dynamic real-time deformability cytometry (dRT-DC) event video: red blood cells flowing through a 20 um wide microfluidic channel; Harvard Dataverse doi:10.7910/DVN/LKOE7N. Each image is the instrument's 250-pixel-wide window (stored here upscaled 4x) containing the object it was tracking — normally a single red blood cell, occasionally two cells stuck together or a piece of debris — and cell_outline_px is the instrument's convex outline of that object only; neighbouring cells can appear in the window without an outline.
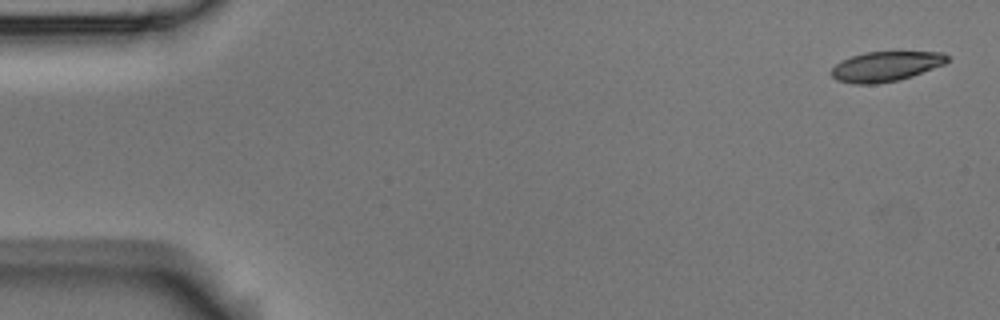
{"species": "Egyptian fruit bat (a non-hibernating species)", "species_latin": "Rousettus aegyptiacus", "temperature_condition": "room temperature", "stored_images_in_passage": 5, "camera_frame_rate_fps": 3000, "um_per_image_px": 0.085, "animal": {"sex": "male"}, "frame": {"image": 1, "passage_image": 1, "time_ms": 0.0, "image_size_px": [1000, 320], "cell_outline_px": [[952, 56], [944, 64], [912, 76], [896, 80], [876, 84], [852, 84], [836, 80], [832, 76], [832, 68], [840, 60], [864, 52], [944, 52]], "centroid_in_image_um": [75.29, 5.64], "position_along_channel_um": 9.7, "area_um2": 20.23}}
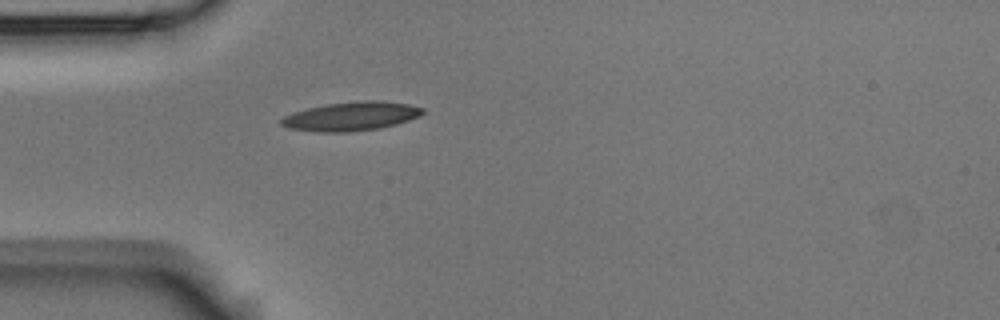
{"frame": {"image": 2, "passage_image": 5, "time_ms": 1.333, "image_size_px": [1000, 320], "cell_outline_px": [[424, 112], [420, 116], [396, 124], [380, 128], [352, 132], [316, 132], [288, 128], [280, 124], [280, 120], [284, 116], [292, 112], [308, 108], [328, 104], [360, 100], [380, 100], [408, 104], [424, 108]], "centroid_in_image_um": [29.84, 9.89], "position_along_channel_um": 55.2, "area_um2": 23.93}}